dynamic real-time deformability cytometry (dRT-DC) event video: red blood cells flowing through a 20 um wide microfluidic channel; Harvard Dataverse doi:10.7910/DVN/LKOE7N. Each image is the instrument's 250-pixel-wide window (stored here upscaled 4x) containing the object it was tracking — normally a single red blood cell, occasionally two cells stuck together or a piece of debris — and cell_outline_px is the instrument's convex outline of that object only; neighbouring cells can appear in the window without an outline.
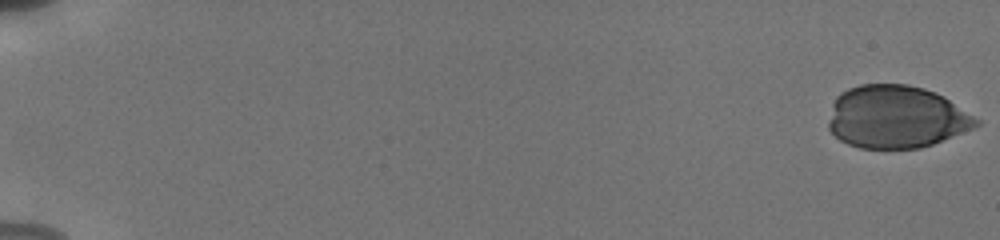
{"species": "human", "species_latin": "Homo sapiens", "temperature_condition": "cold", "stored_images_in_passage": 31, "camera_frame_rate_fps": 3000, "um_per_image_px": 0.085, "donor": {"sex": "male"}, "frame": {"image": 1, "passage_image": 1, "time_ms": 0.0, "image_size_px": [1000, 240], "cell_outline_px": [[980, 124], [976, 128], [932, 144], [920, 148], [860, 148], [848, 144], [840, 140], [828, 128], [828, 120], [832, 104], [836, 96], [840, 92], [848, 88], [860, 84], [908, 84], [924, 88], [936, 92], [944, 96], [980, 120]], "centroid_in_image_um": [76.18, 9.93], "position_along_channel_um": 8.8, "area_um2": 54.27}}
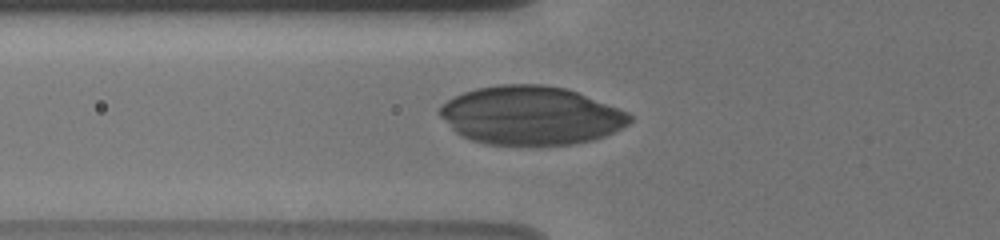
{"frame": {"image": 2, "passage_image": 17, "time_ms": 7.0, "image_size_px": [1000, 240], "cell_outline_px": [[632, 120], [628, 124], [604, 136], [592, 140], [576, 144], [484, 144], [460, 136], [436, 112], [448, 100], [464, 92], [476, 88], [500, 84], [544, 84], [564, 88], [576, 92], [628, 112], [632, 116]], "centroid_in_image_um": [45.1, 9.81], "position_along_channel_um": 80.7, "area_um2": 64.39}}
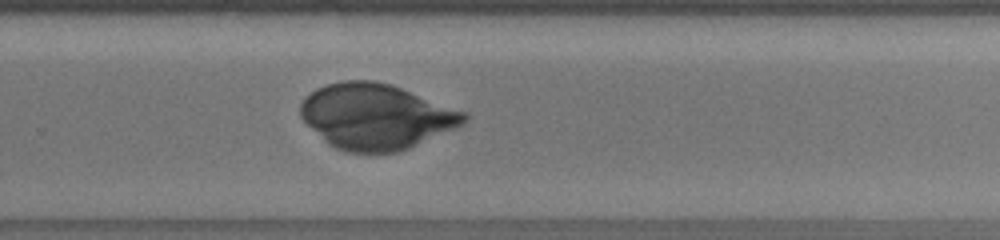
{"frame": {"image": 3, "passage_image": 31, "time_ms": 12.667, "image_size_px": [1000, 240], "cell_outline_px": [[468, 120], [464, 124], [456, 128], [408, 148], [396, 152], [344, 152], [328, 144], [300, 116], [300, 104], [304, 96], [316, 88], [328, 84], [344, 80], [376, 80], [392, 84], [468, 112]], "centroid_in_image_um": [31.98, 9.88], "position_along_channel_um": 297.8, "area_um2": 62.6}}